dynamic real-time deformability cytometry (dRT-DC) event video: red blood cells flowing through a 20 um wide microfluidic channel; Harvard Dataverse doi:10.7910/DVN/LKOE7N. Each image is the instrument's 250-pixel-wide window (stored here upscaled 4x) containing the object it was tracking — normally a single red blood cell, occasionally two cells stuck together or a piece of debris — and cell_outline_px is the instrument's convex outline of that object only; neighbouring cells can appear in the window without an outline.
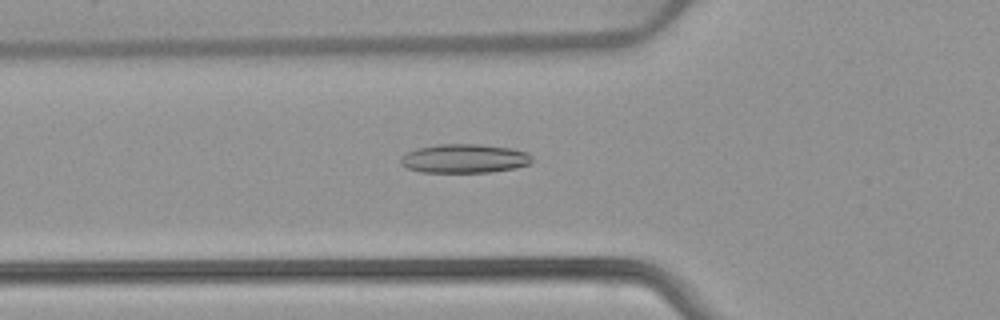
{"species": "common noctule bat (a hibernating species)", "species_latin": "Nyctalus noctula", "temperature_condition": "warm", "stored_images_in_passage": 49, "camera_frame_rate_fps": 3000, "um_per_image_px": 0.085, "animal": {"sex": "female", "body_mass_g": 22.7, "forearm_length_mm": 54.2}, "frame": {"image": 1, "passage_image": 15, "time_ms": 4.667, "image_size_px": [1000, 320], "cell_outline_px": [[532, 160], [528, 164], [516, 168], [492, 172], [420, 172], [408, 168], [400, 164], [400, 156], [416, 148], [436, 144], [480, 144], [512, 148], [528, 152], [532, 156]], "centroid_in_image_um": [39.47, 13.47], "position_along_channel_um": 86.3, "area_um2": 22.37}}
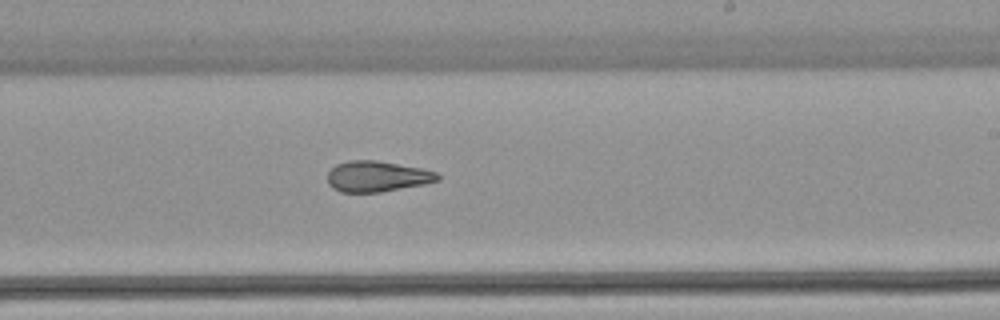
{"frame": {"image": 2, "passage_image": 28, "time_ms": 9.0, "image_size_px": [1000, 320], "cell_outline_px": [[440, 180], [424, 184], [380, 192], [340, 192], [332, 188], [328, 184], [328, 172], [336, 164], [348, 160], [376, 160], [420, 168], [436, 172], [440, 176]], "centroid_in_image_um": [32.03, 14.99], "position_along_channel_um": 257.0, "area_um2": 19.71}}
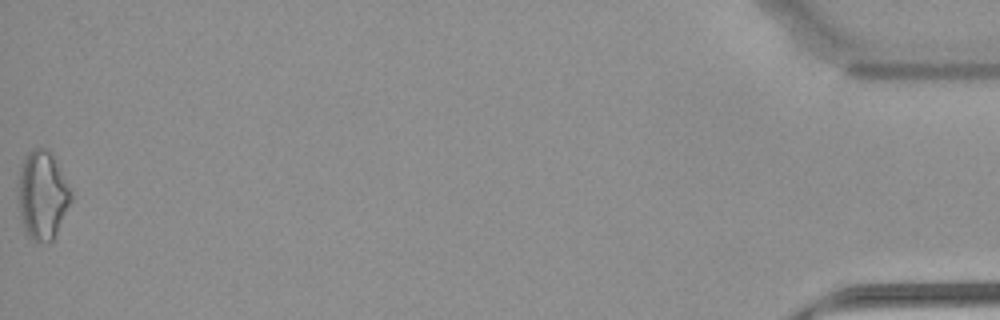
{"frame": {"image": 3, "passage_image": 49, "time_ms": 16.0, "image_size_px": [1000, 320], "cell_outline_px": [[72, 200], [56, 236], [48, 244], [32, 240], [24, 232], [16, 192], [20, 168], [24, 156], [28, 152], [36, 148], [44, 148], [52, 156], [72, 192]], "centroid_in_image_um": [3.58, 16.65], "position_along_channel_um": 431.6, "area_um2": 27.46}, "authors_computed_cell_mechanics": {"area_um2": 20.9814, "velocity_mm_per_s": 3.934, "shape_relaxation_time_tau1_ms": null, "shape_relaxation_time_tau2_ms": 3.6004, "deformation_change_tau1": null, "deformation_change_tau2": 0.1282}}